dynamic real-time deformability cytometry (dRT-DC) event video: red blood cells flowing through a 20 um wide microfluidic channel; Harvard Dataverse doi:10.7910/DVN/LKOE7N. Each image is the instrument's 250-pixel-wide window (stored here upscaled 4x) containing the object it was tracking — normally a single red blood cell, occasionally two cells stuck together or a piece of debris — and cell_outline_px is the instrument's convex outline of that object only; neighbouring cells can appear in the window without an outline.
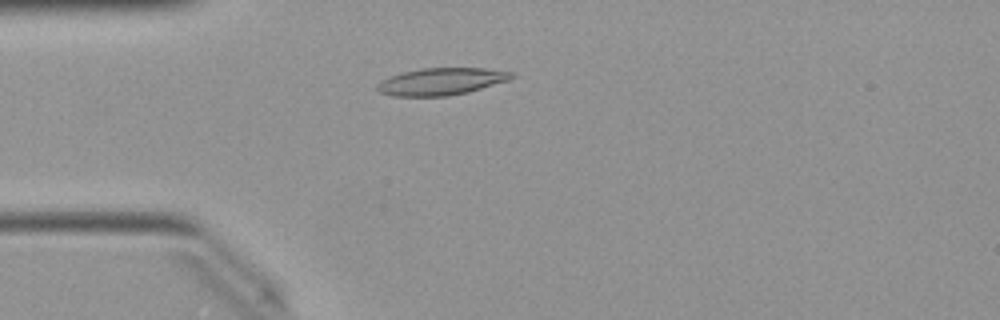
{"species": "Egyptian fruit bat (a non-hibernating species)", "species_latin": "Rousettus aegyptiacus", "temperature_condition": "warm", "stored_images_in_passage": 39, "camera_frame_rate_fps": 3000, "um_per_image_px": 0.085, "animal": {"sex": "female"}, "frame": {"image": 1, "passage_image": 2, "time_ms": 0.333, "image_size_px": [1000, 320], "cell_outline_px": [[516, 76], [508, 80], [468, 92], [448, 96], [392, 96], [380, 92], [376, 88], [376, 84], [380, 80], [388, 76], [420, 68], [484, 68], [512, 72]], "centroid_in_image_um": [37.47, 6.92], "position_along_channel_um": 47.5, "area_um2": 21.27}}
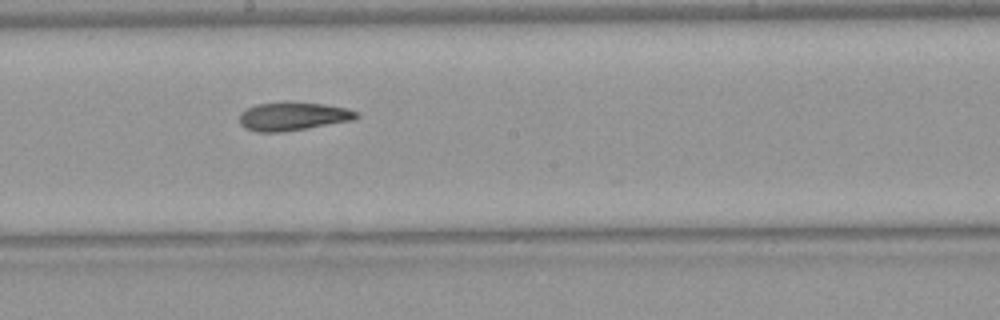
{"frame": {"image": 2, "passage_image": 16, "time_ms": 5.0, "image_size_px": [1000, 320], "cell_outline_px": [[360, 116], [356, 120], [308, 128], [280, 132], [256, 132], [244, 128], [240, 124], [240, 112], [256, 104], [284, 100], [288, 100], [324, 104], [348, 108], [360, 112]], "centroid_in_image_um": [24.94, 9.86], "position_along_channel_um": 223.3, "area_um2": 20.06}}
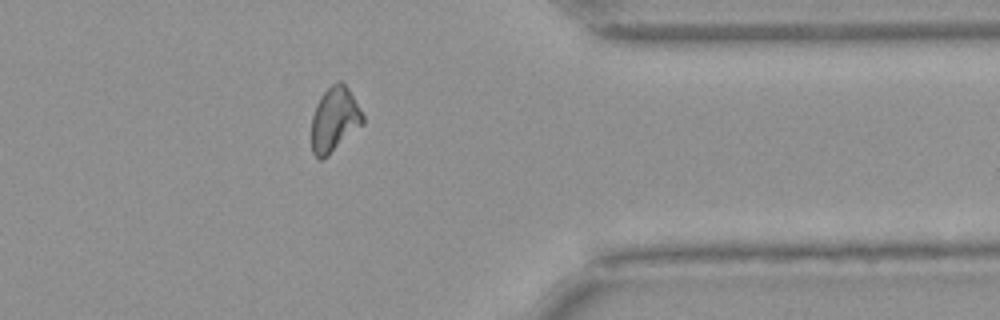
{"frame": {"image": 3, "passage_image": 29, "time_ms": 9.333, "image_size_px": [1000, 320], "cell_outline_px": [[364, 124], [328, 156], [320, 160], [312, 152], [312, 116], [316, 104], [320, 96], [336, 80], [340, 80], [348, 88], [364, 116]], "centroid_in_image_um": [28.43, 10.16], "position_along_channel_um": 383.0, "area_um2": 19.36}, "authors_computed_cell_mechanics": {"area_um2": 19.5364, "velocity_mm_per_s": 4.0391, "shape_relaxation_time_tau1_ms": null, "shape_relaxation_time_tau2_ms": 2.7412, "deformation_change_tau1": null, "deformation_change_tau2": 0.1033}}